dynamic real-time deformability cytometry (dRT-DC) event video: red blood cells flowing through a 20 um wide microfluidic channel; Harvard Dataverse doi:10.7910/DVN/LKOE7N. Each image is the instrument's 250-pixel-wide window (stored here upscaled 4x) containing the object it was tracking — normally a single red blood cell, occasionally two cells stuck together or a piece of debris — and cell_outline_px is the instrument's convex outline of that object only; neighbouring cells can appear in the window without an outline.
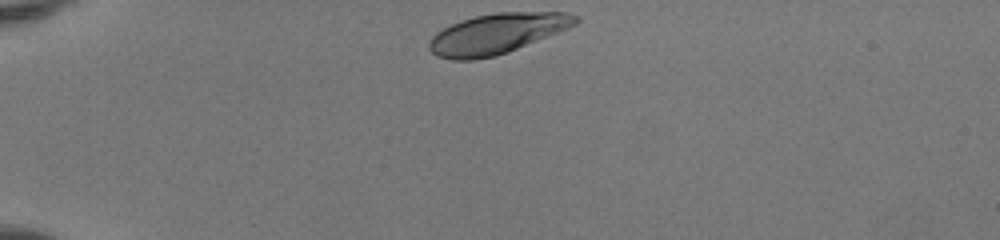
{"species": "human", "species_latin": "Homo sapiens", "temperature_condition": "room temperature", "stored_images_in_passage": 33, "camera_frame_rate_fps": 3000, "um_per_image_px": 0.085, "donor": {"sex": "female"}, "frame": {"image": 1, "passage_image": 1, "time_ms": 0.0, "image_size_px": [1000, 240], "cell_outline_px": [[580, 20], [576, 24], [568, 28], [508, 52], [496, 56], [472, 60], [452, 60], [436, 56], [428, 48], [428, 44], [432, 36], [436, 32], [452, 24], [476, 16], [496, 12], [564, 12], [580, 16]], "centroid_in_image_um": [42.24, 2.86], "position_along_channel_um": 42.8, "area_um2": 34.22}}
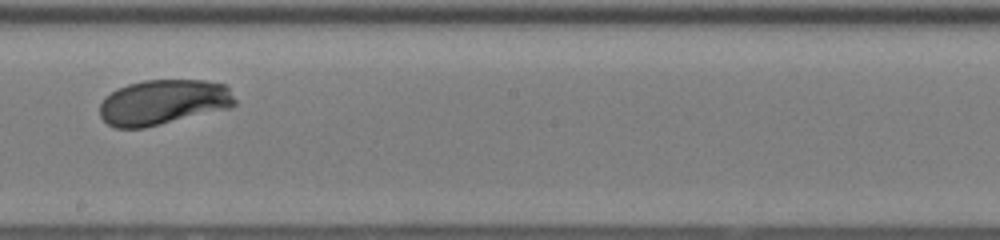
{"frame": {"image": 2, "passage_image": 19, "time_ms": 6.0, "image_size_px": [1000, 240], "cell_outline_px": [[236, 104], [232, 108], [144, 128], [116, 128], [108, 124], [100, 116], [100, 104], [104, 96], [128, 84], [144, 80], [204, 80], [224, 84], [228, 88], [236, 100]], "centroid_in_image_um": [13.9, 8.69], "position_along_channel_um": 234.3, "area_um2": 35.78}}
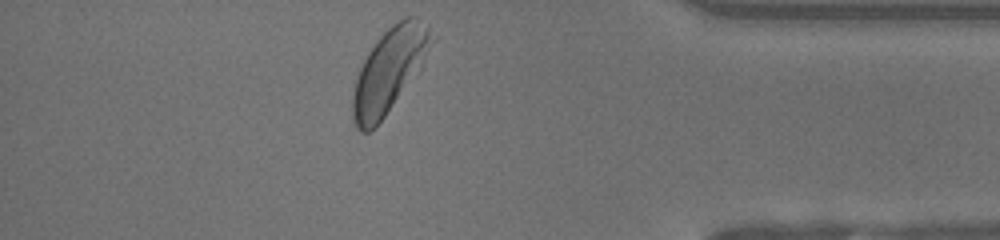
{"frame": {"image": 3, "passage_image": 33, "time_ms": 10.667, "image_size_px": [1000, 240], "cell_outline_px": [[440, 36], [420, 68], [376, 128], [368, 132], [360, 132], [356, 128], [352, 120], [352, 92], [360, 68], [368, 52], [376, 40], [392, 24], [404, 16], [416, 16]], "centroid_in_image_um": [33.13, 5.94], "position_along_channel_um": 402.1, "area_um2": 39.07}, "authors_computed_cell_mechanics": {"area_um2": 35.836, "velocity_mm_per_s": 4.0738, "shape_relaxation_time_tau1_ms": 2.1058, "shape_relaxation_time_tau2_ms": null, "deformation_change_tau1": 0.1465, "deformation_change_tau2": null}}